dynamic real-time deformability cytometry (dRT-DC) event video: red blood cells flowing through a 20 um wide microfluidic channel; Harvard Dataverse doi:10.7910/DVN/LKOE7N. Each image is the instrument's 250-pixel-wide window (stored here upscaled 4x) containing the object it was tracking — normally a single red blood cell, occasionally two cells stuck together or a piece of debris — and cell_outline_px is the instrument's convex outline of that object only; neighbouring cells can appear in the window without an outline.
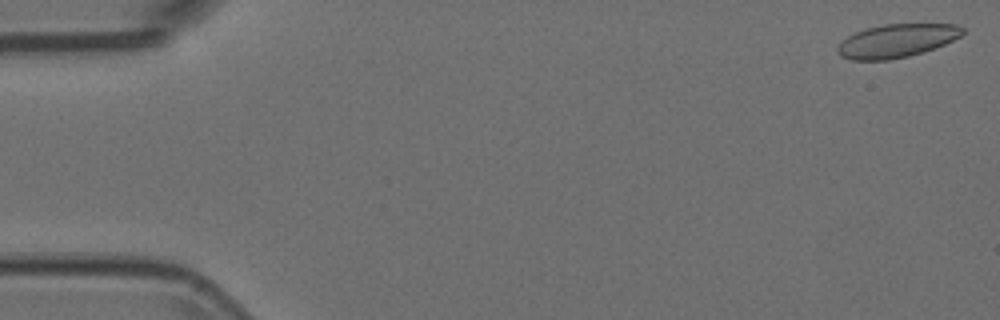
{"species": "Egyptian fruit bat (a non-hibernating species)", "species_latin": "Rousettus aegyptiacus", "temperature_condition": "room temperature", "stored_images_in_passage": 53, "camera_frame_rate_fps": 3000, "um_per_image_px": 0.085, "animal": {"sex": "female"}, "frame": {"image": 1, "passage_image": 1, "time_ms": 0.0, "image_size_px": [1000, 320], "cell_outline_px": [[964, 32], [960, 36], [944, 44], [908, 56], [888, 60], [852, 60], [840, 56], [836, 52], [836, 48], [848, 36], [856, 32], [868, 28], [884, 24], [956, 24], [964, 28]], "centroid_in_image_um": [76.19, 3.46], "position_along_channel_um": 8.8, "area_um2": 23.99}}
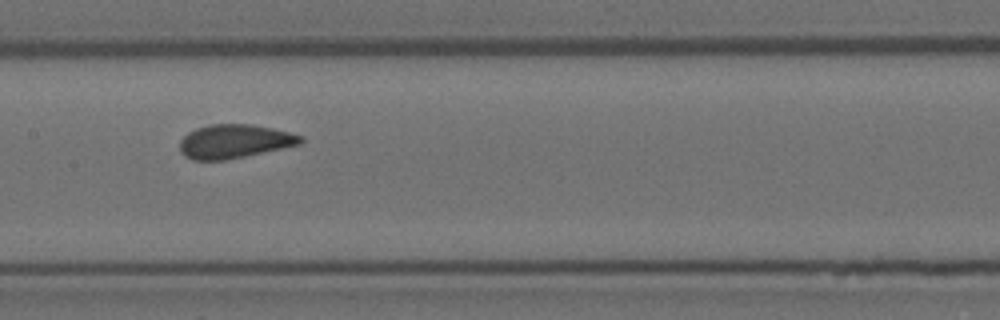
{"frame": {"image": 2, "passage_image": 26, "time_ms": 8.333, "image_size_px": [1000, 320], "cell_outline_px": [[304, 140], [300, 144], [244, 156], [224, 160], [192, 160], [184, 156], [180, 152], [180, 140], [188, 132], [196, 128], [212, 124], [252, 124], [272, 128], [304, 136]], "centroid_in_image_um": [19.9, 12.01], "position_along_channel_um": 187.5, "area_um2": 23.7}}
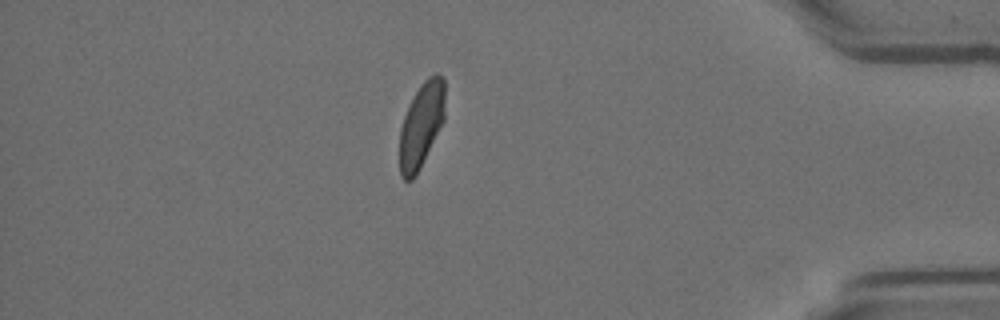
{"frame": {"image": 3, "passage_image": 46, "time_ms": 15.0, "image_size_px": [1000, 320], "cell_outline_px": [[444, 120], [416, 176], [412, 180], [404, 180], [400, 176], [400, 128], [408, 104], [412, 96], [420, 84], [428, 76], [436, 72], [444, 76]], "centroid_in_image_um": [35.81, 10.59], "position_along_channel_um": 399.4, "area_um2": 22.66}}